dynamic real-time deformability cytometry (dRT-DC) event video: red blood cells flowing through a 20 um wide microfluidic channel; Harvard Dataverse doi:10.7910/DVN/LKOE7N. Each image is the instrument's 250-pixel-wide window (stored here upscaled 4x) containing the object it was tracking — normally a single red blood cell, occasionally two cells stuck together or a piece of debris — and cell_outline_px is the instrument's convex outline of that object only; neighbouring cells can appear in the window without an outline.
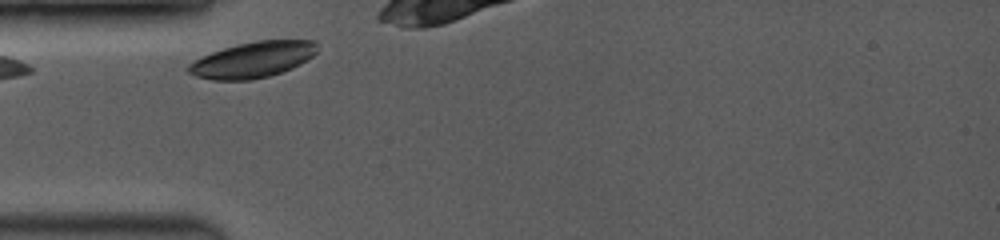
{"species": "common noctule bat (a hibernating species)", "species_latin": "Nyctalus noctula", "temperature_condition": "room temperature", "stored_images_in_passage": 19, "camera_frame_rate_fps": 3500, "um_per_image_px": 0.085, "animal": {"sex": "female", "body_mass_g": 19.0, "forearm_length_mm": 53.3}, "frame": {"image": 1, "passage_image": 1, "time_ms": 0.0, "image_size_px": [1000, 240], "cell_outline_px": [[316, 52], [312, 56], [300, 64], [292, 68], [268, 76], [252, 80], [212, 80], [196, 76], [188, 72], [184, 68], [188, 64], [212, 52], [224, 48], [256, 40], [316, 40]], "centroid_in_image_um": [21.47, 5.08], "position_along_channel_um": 63.5, "area_um2": 26.7}}